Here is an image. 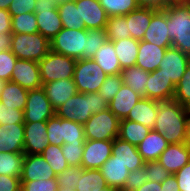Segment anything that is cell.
I'll return each mask as SVG.
<instances>
[{
  "label": "cell",
  "instance_id": "83f0119b",
  "mask_svg": "<svg viewBox=\"0 0 190 191\" xmlns=\"http://www.w3.org/2000/svg\"><path fill=\"white\" fill-rule=\"evenodd\" d=\"M99 170L104 177L106 184L119 191L123 188L125 180L130 173L126 165L115 160V157L112 155L99 168Z\"/></svg>",
  "mask_w": 190,
  "mask_h": 191
},
{
  "label": "cell",
  "instance_id": "484cf974",
  "mask_svg": "<svg viewBox=\"0 0 190 191\" xmlns=\"http://www.w3.org/2000/svg\"><path fill=\"white\" fill-rule=\"evenodd\" d=\"M157 10L150 7H138L126 15L128 31L132 38L142 41L144 33L151 22V18Z\"/></svg>",
  "mask_w": 190,
  "mask_h": 191
},
{
  "label": "cell",
  "instance_id": "ee69618b",
  "mask_svg": "<svg viewBox=\"0 0 190 191\" xmlns=\"http://www.w3.org/2000/svg\"><path fill=\"white\" fill-rule=\"evenodd\" d=\"M173 99L185 107L190 105V64L187 66L181 80L175 86Z\"/></svg>",
  "mask_w": 190,
  "mask_h": 191
},
{
  "label": "cell",
  "instance_id": "89a4df30",
  "mask_svg": "<svg viewBox=\"0 0 190 191\" xmlns=\"http://www.w3.org/2000/svg\"><path fill=\"white\" fill-rule=\"evenodd\" d=\"M57 191H76V189H58Z\"/></svg>",
  "mask_w": 190,
  "mask_h": 191
},
{
  "label": "cell",
  "instance_id": "ab89813d",
  "mask_svg": "<svg viewBox=\"0 0 190 191\" xmlns=\"http://www.w3.org/2000/svg\"><path fill=\"white\" fill-rule=\"evenodd\" d=\"M109 17L127 15L139 6L136 0H99Z\"/></svg>",
  "mask_w": 190,
  "mask_h": 191
},
{
  "label": "cell",
  "instance_id": "277c9868",
  "mask_svg": "<svg viewBox=\"0 0 190 191\" xmlns=\"http://www.w3.org/2000/svg\"><path fill=\"white\" fill-rule=\"evenodd\" d=\"M10 50L18 59L39 62L50 51V41L39 32L12 34Z\"/></svg>",
  "mask_w": 190,
  "mask_h": 191
},
{
  "label": "cell",
  "instance_id": "d590c367",
  "mask_svg": "<svg viewBox=\"0 0 190 191\" xmlns=\"http://www.w3.org/2000/svg\"><path fill=\"white\" fill-rule=\"evenodd\" d=\"M104 177L99 169H84L76 185V191H100L106 187Z\"/></svg>",
  "mask_w": 190,
  "mask_h": 191
},
{
  "label": "cell",
  "instance_id": "7402d4cb",
  "mask_svg": "<svg viewBox=\"0 0 190 191\" xmlns=\"http://www.w3.org/2000/svg\"><path fill=\"white\" fill-rule=\"evenodd\" d=\"M112 156L115 157V160L126 165L129 172L143 167L145 163L138 152L137 146L118 137L113 140Z\"/></svg>",
  "mask_w": 190,
  "mask_h": 191
},
{
  "label": "cell",
  "instance_id": "f907efd6",
  "mask_svg": "<svg viewBox=\"0 0 190 191\" xmlns=\"http://www.w3.org/2000/svg\"><path fill=\"white\" fill-rule=\"evenodd\" d=\"M24 123V111L6 106L0 101V125Z\"/></svg>",
  "mask_w": 190,
  "mask_h": 191
},
{
  "label": "cell",
  "instance_id": "8fae6325",
  "mask_svg": "<svg viewBox=\"0 0 190 191\" xmlns=\"http://www.w3.org/2000/svg\"><path fill=\"white\" fill-rule=\"evenodd\" d=\"M113 140H87L84 142L81 167L99 169L112 155Z\"/></svg>",
  "mask_w": 190,
  "mask_h": 191
},
{
  "label": "cell",
  "instance_id": "60d3db41",
  "mask_svg": "<svg viewBox=\"0 0 190 191\" xmlns=\"http://www.w3.org/2000/svg\"><path fill=\"white\" fill-rule=\"evenodd\" d=\"M62 137L64 143H84L86 141L84 125L74 120L62 119Z\"/></svg>",
  "mask_w": 190,
  "mask_h": 191
},
{
  "label": "cell",
  "instance_id": "9a60e30c",
  "mask_svg": "<svg viewBox=\"0 0 190 191\" xmlns=\"http://www.w3.org/2000/svg\"><path fill=\"white\" fill-rule=\"evenodd\" d=\"M46 121L24 122V154H41L49 145Z\"/></svg>",
  "mask_w": 190,
  "mask_h": 191
},
{
  "label": "cell",
  "instance_id": "f546056e",
  "mask_svg": "<svg viewBox=\"0 0 190 191\" xmlns=\"http://www.w3.org/2000/svg\"><path fill=\"white\" fill-rule=\"evenodd\" d=\"M122 69L136 66L139 42L132 37L112 41Z\"/></svg>",
  "mask_w": 190,
  "mask_h": 191
},
{
  "label": "cell",
  "instance_id": "9f6ffc18",
  "mask_svg": "<svg viewBox=\"0 0 190 191\" xmlns=\"http://www.w3.org/2000/svg\"><path fill=\"white\" fill-rule=\"evenodd\" d=\"M0 191H21L20 178L0 175Z\"/></svg>",
  "mask_w": 190,
  "mask_h": 191
},
{
  "label": "cell",
  "instance_id": "816d5d0a",
  "mask_svg": "<svg viewBox=\"0 0 190 191\" xmlns=\"http://www.w3.org/2000/svg\"><path fill=\"white\" fill-rule=\"evenodd\" d=\"M17 57L11 50L0 52V79L4 81H10L12 71L14 70Z\"/></svg>",
  "mask_w": 190,
  "mask_h": 191
},
{
  "label": "cell",
  "instance_id": "d6a6232c",
  "mask_svg": "<svg viewBox=\"0 0 190 191\" xmlns=\"http://www.w3.org/2000/svg\"><path fill=\"white\" fill-rule=\"evenodd\" d=\"M57 9L63 28L87 30L83 21H80L79 9L76 7L75 0L57 3Z\"/></svg>",
  "mask_w": 190,
  "mask_h": 191
},
{
  "label": "cell",
  "instance_id": "be15d7a7",
  "mask_svg": "<svg viewBox=\"0 0 190 191\" xmlns=\"http://www.w3.org/2000/svg\"><path fill=\"white\" fill-rule=\"evenodd\" d=\"M13 0H0V9L8 10Z\"/></svg>",
  "mask_w": 190,
  "mask_h": 191
},
{
  "label": "cell",
  "instance_id": "c3c4849f",
  "mask_svg": "<svg viewBox=\"0 0 190 191\" xmlns=\"http://www.w3.org/2000/svg\"><path fill=\"white\" fill-rule=\"evenodd\" d=\"M144 168L147 181L162 183L167 177L172 175L158 160L144 163Z\"/></svg>",
  "mask_w": 190,
  "mask_h": 191
},
{
  "label": "cell",
  "instance_id": "3957f363",
  "mask_svg": "<svg viewBox=\"0 0 190 191\" xmlns=\"http://www.w3.org/2000/svg\"><path fill=\"white\" fill-rule=\"evenodd\" d=\"M164 10L172 47L190 56V5L170 2Z\"/></svg>",
  "mask_w": 190,
  "mask_h": 191
},
{
  "label": "cell",
  "instance_id": "753ad0ef",
  "mask_svg": "<svg viewBox=\"0 0 190 191\" xmlns=\"http://www.w3.org/2000/svg\"><path fill=\"white\" fill-rule=\"evenodd\" d=\"M169 2H178L179 0H168Z\"/></svg>",
  "mask_w": 190,
  "mask_h": 191
},
{
  "label": "cell",
  "instance_id": "7dc6e473",
  "mask_svg": "<svg viewBox=\"0 0 190 191\" xmlns=\"http://www.w3.org/2000/svg\"><path fill=\"white\" fill-rule=\"evenodd\" d=\"M46 127L49 144L62 146L64 144L62 137V118L54 115L46 121Z\"/></svg>",
  "mask_w": 190,
  "mask_h": 191
},
{
  "label": "cell",
  "instance_id": "f35d334b",
  "mask_svg": "<svg viewBox=\"0 0 190 191\" xmlns=\"http://www.w3.org/2000/svg\"><path fill=\"white\" fill-rule=\"evenodd\" d=\"M38 32L35 13H25L12 17V34H32Z\"/></svg>",
  "mask_w": 190,
  "mask_h": 191
},
{
  "label": "cell",
  "instance_id": "f1b7e54d",
  "mask_svg": "<svg viewBox=\"0 0 190 191\" xmlns=\"http://www.w3.org/2000/svg\"><path fill=\"white\" fill-rule=\"evenodd\" d=\"M107 76L121 74L122 68L117 58L113 42L107 40L92 58Z\"/></svg>",
  "mask_w": 190,
  "mask_h": 191
},
{
  "label": "cell",
  "instance_id": "7c38bea8",
  "mask_svg": "<svg viewBox=\"0 0 190 191\" xmlns=\"http://www.w3.org/2000/svg\"><path fill=\"white\" fill-rule=\"evenodd\" d=\"M190 64V56L177 48H167L162 62L159 65L161 73L177 85L183 77L187 66Z\"/></svg>",
  "mask_w": 190,
  "mask_h": 191
},
{
  "label": "cell",
  "instance_id": "e7e4bbea",
  "mask_svg": "<svg viewBox=\"0 0 190 191\" xmlns=\"http://www.w3.org/2000/svg\"><path fill=\"white\" fill-rule=\"evenodd\" d=\"M185 143L190 147V123H188L187 136H186V142Z\"/></svg>",
  "mask_w": 190,
  "mask_h": 191
},
{
  "label": "cell",
  "instance_id": "cb8c5ba5",
  "mask_svg": "<svg viewBox=\"0 0 190 191\" xmlns=\"http://www.w3.org/2000/svg\"><path fill=\"white\" fill-rule=\"evenodd\" d=\"M143 96L136 93L126 85H122L113 99L109 102L108 109L120 119H126L130 110Z\"/></svg>",
  "mask_w": 190,
  "mask_h": 191
},
{
  "label": "cell",
  "instance_id": "2644e50d",
  "mask_svg": "<svg viewBox=\"0 0 190 191\" xmlns=\"http://www.w3.org/2000/svg\"><path fill=\"white\" fill-rule=\"evenodd\" d=\"M187 110H188L189 123H190V105L187 106Z\"/></svg>",
  "mask_w": 190,
  "mask_h": 191
},
{
  "label": "cell",
  "instance_id": "30bf717a",
  "mask_svg": "<svg viewBox=\"0 0 190 191\" xmlns=\"http://www.w3.org/2000/svg\"><path fill=\"white\" fill-rule=\"evenodd\" d=\"M54 115L55 110L52 108L43 87L28 90L24 122L47 121Z\"/></svg>",
  "mask_w": 190,
  "mask_h": 191
},
{
  "label": "cell",
  "instance_id": "d4e9b609",
  "mask_svg": "<svg viewBox=\"0 0 190 191\" xmlns=\"http://www.w3.org/2000/svg\"><path fill=\"white\" fill-rule=\"evenodd\" d=\"M158 112V101L142 97L130 110L127 120L138 122L153 129Z\"/></svg>",
  "mask_w": 190,
  "mask_h": 191
},
{
  "label": "cell",
  "instance_id": "7bdbcfd3",
  "mask_svg": "<svg viewBox=\"0 0 190 191\" xmlns=\"http://www.w3.org/2000/svg\"><path fill=\"white\" fill-rule=\"evenodd\" d=\"M107 40L105 29L87 30L86 59H92L94 54Z\"/></svg>",
  "mask_w": 190,
  "mask_h": 191
},
{
  "label": "cell",
  "instance_id": "836d02e7",
  "mask_svg": "<svg viewBox=\"0 0 190 191\" xmlns=\"http://www.w3.org/2000/svg\"><path fill=\"white\" fill-rule=\"evenodd\" d=\"M149 73L137 66L124 68L121 72L123 84L145 97V86L147 85Z\"/></svg>",
  "mask_w": 190,
  "mask_h": 191
},
{
  "label": "cell",
  "instance_id": "74e56055",
  "mask_svg": "<svg viewBox=\"0 0 190 191\" xmlns=\"http://www.w3.org/2000/svg\"><path fill=\"white\" fill-rule=\"evenodd\" d=\"M41 155L51 166L56 175L62 173L69 167L66 158L63 156L61 146L49 144Z\"/></svg>",
  "mask_w": 190,
  "mask_h": 191
},
{
  "label": "cell",
  "instance_id": "91938a15",
  "mask_svg": "<svg viewBox=\"0 0 190 191\" xmlns=\"http://www.w3.org/2000/svg\"><path fill=\"white\" fill-rule=\"evenodd\" d=\"M161 191H180L177 180H176V177H175L174 174L167 177L161 183Z\"/></svg>",
  "mask_w": 190,
  "mask_h": 191
},
{
  "label": "cell",
  "instance_id": "8d00e7d4",
  "mask_svg": "<svg viewBox=\"0 0 190 191\" xmlns=\"http://www.w3.org/2000/svg\"><path fill=\"white\" fill-rule=\"evenodd\" d=\"M105 30L107 39L111 42L131 37L130 32L128 31L126 15L109 17Z\"/></svg>",
  "mask_w": 190,
  "mask_h": 191
},
{
  "label": "cell",
  "instance_id": "bcb514c9",
  "mask_svg": "<svg viewBox=\"0 0 190 191\" xmlns=\"http://www.w3.org/2000/svg\"><path fill=\"white\" fill-rule=\"evenodd\" d=\"M61 148L69 166H81L84 143H64Z\"/></svg>",
  "mask_w": 190,
  "mask_h": 191
},
{
  "label": "cell",
  "instance_id": "03108f58",
  "mask_svg": "<svg viewBox=\"0 0 190 191\" xmlns=\"http://www.w3.org/2000/svg\"><path fill=\"white\" fill-rule=\"evenodd\" d=\"M100 191H119V190L107 185L106 187H103Z\"/></svg>",
  "mask_w": 190,
  "mask_h": 191
},
{
  "label": "cell",
  "instance_id": "003e7915",
  "mask_svg": "<svg viewBox=\"0 0 190 191\" xmlns=\"http://www.w3.org/2000/svg\"><path fill=\"white\" fill-rule=\"evenodd\" d=\"M178 2L185 4V5H190V0H179Z\"/></svg>",
  "mask_w": 190,
  "mask_h": 191
},
{
  "label": "cell",
  "instance_id": "44dd1931",
  "mask_svg": "<svg viewBox=\"0 0 190 191\" xmlns=\"http://www.w3.org/2000/svg\"><path fill=\"white\" fill-rule=\"evenodd\" d=\"M42 87L54 110L78 93L73 79L53 81L43 84Z\"/></svg>",
  "mask_w": 190,
  "mask_h": 191
},
{
  "label": "cell",
  "instance_id": "1f68e13d",
  "mask_svg": "<svg viewBox=\"0 0 190 191\" xmlns=\"http://www.w3.org/2000/svg\"><path fill=\"white\" fill-rule=\"evenodd\" d=\"M150 131L151 129L143 124L123 119L120 120L118 138L137 146Z\"/></svg>",
  "mask_w": 190,
  "mask_h": 191
},
{
  "label": "cell",
  "instance_id": "6f0895ef",
  "mask_svg": "<svg viewBox=\"0 0 190 191\" xmlns=\"http://www.w3.org/2000/svg\"><path fill=\"white\" fill-rule=\"evenodd\" d=\"M12 34V17L8 10L0 9V34Z\"/></svg>",
  "mask_w": 190,
  "mask_h": 191
},
{
  "label": "cell",
  "instance_id": "5b68a950",
  "mask_svg": "<svg viewBox=\"0 0 190 191\" xmlns=\"http://www.w3.org/2000/svg\"><path fill=\"white\" fill-rule=\"evenodd\" d=\"M87 30L62 28L50 41V50L73 58L86 59Z\"/></svg>",
  "mask_w": 190,
  "mask_h": 191
},
{
  "label": "cell",
  "instance_id": "680465c9",
  "mask_svg": "<svg viewBox=\"0 0 190 191\" xmlns=\"http://www.w3.org/2000/svg\"><path fill=\"white\" fill-rule=\"evenodd\" d=\"M139 7H150L155 9H164L169 5L168 0H136Z\"/></svg>",
  "mask_w": 190,
  "mask_h": 191
},
{
  "label": "cell",
  "instance_id": "6da1fadb",
  "mask_svg": "<svg viewBox=\"0 0 190 191\" xmlns=\"http://www.w3.org/2000/svg\"><path fill=\"white\" fill-rule=\"evenodd\" d=\"M188 123L187 107L174 99L158 101V112L153 130L163 134L169 144L186 142Z\"/></svg>",
  "mask_w": 190,
  "mask_h": 191
},
{
  "label": "cell",
  "instance_id": "681fc988",
  "mask_svg": "<svg viewBox=\"0 0 190 191\" xmlns=\"http://www.w3.org/2000/svg\"><path fill=\"white\" fill-rule=\"evenodd\" d=\"M58 188L59 185L56 178L21 181V191H57Z\"/></svg>",
  "mask_w": 190,
  "mask_h": 191
},
{
  "label": "cell",
  "instance_id": "ba28073f",
  "mask_svg": "<svg viewBox=\"0 0 190 191\" xmlns=\"http://www.w3.org/2000/svg\"><path fill=\"white\" fill-rule=\"evenodd\" d=\"M107 75L93 59L76 61L73 80L79 93L98 92Z\"/></svg>",
  "mask_w": 190,
  "mask_h": 191
},
{
  "label": "cell",
  "instance_id": "a7ac6f4b",
  "mask_svg": "<svg viewBox=\"0 0 190 191\" xmlns=\"http://www.w3.org/2000/svg\"><path fill=\"white\" fill-rule=\"evenodd\" d=\"M5 82L6 81L0 79V93H1V91H2V89L4 87V85H5Z\"/></svg>",
  "mask_w": 190,
  "mask_h": 191
},
{
  "label": "cell",
  "instance_id": "ffe728a7",
  "mask_svg": "<svg viewBox=\"0 0 190 191\" xmlns=\"http://www.w3.org/2000/svg\"><path fill=\"white\" fill-rule=\"evenodd\" d=\"M0 152L24 153V123L0 125Z\"/></svg>",
  "mask_w": 190,
  "mask_h": 191
},
{
  "label": "cell",
  "instance_id": "6125c7cd",
  "mask_svg": "<svg viewBox=\"0 0 190 191\" xmlns=\"http://www.w3.org/2000/svg\"><path fill=\"white\" fill-rule=\"evenodd\" d=\"M135 191H161V183L147 181Z\"/></svg>",
  "mask_w": 190,
  "mask_h": 191
},
{
  "label": "cell",
  "instance_id": "2e32d148",
  "mask_svg": "<svg viewBox=\"0 0 190 191\" xmlns=\"http://www.w3.org/2000/svg\"><path fill=\"white\" fill-rule=\"evenodd\" d=\"M175 86L171 79L162 74L158 68L149 73L147 85L145 86V98L159 102L172 100Z\"/></svg>",
  "mask_w": 190,
  "mask_h": 191
},
{
  "label": "cell",
  "instance_id": "d6986e66",
  "mask_svg": "<svg viewBox=\"0 0 190 191\" xmlns=\"http://www.w3.org/2000/svg\"><path fill=\"white\" fill-rule=\"evenodd\" d=\"M158 162L174 174L190 162V147L186 143L169 144L159 156Z\"/></svg>",
  "mask_w": 190,
  "mask_h": 191
},
{
  "label": "cell",
  "instance_id": "db71d44e",
  "mask_svg": "<svg viewBox=\"0 0 190 191\" xmlns=\"http://www.w3.org/2000/svg\"><path fill=\"white\" fill-rule=\"evenodd\" d=\"M36 1L37 0H13L8 12L11 17L25 13H35Z\"/></svg>",
  "mask_w": 190,
  "mask_h": 191
},
{
  "label": "cell",
  "instance_id": "11a10c76",
  "mask_svg": "<svg viewBox=\"0 0 190 191\" xmlns=\"http://www.w3.org/2000/svg\"><path fill=\"white\" fill-rule=\"evenodd\" d=\"M174 175L176 177L179 190L190 191V162L174 173Z\"/></svg>",
  "mask_w": 190,
  "mask_h": 191
},
{
  "label": "cell",
  "instance_id": "8992f818",
  "mask_svg": "<svg viewBox=\"0 0 190 191\" xmlns=\"http://www.w3.org/2000/svg\"><path fill=\"white\" fill-rule=\"evenodd\" d=\"M76 61L73 58L50 50L38 62L42 85L63 79H73Z\"/></svg>",
  "mask_w": 190,
  "mask_h": 191
},
{
  "label": "cell",
  "instance_id": "7a4b0ae2",
  "mask_svg": "<svg viewBox=\"0 0 190 191\" xmlns=\"http://www.w3.org/2000/svg\"><path fill=\"white\" fill-rule=\"evenodd\" d=\"M108 106L107 100L101 97L98 92H78L57 108L55 115L84 125L93 114L108 109Z\"/></svg>",
  "mask_w": 190,
  "mask_h": 191
},
{
  "label": "cell",
  "instance_id": "4316f807",
  "mask_svg": "<svg viewBox=\"0 0 190 191\" xmlns=\"http://www.w3.org/2000/svg\"><path fill=\"white\" fill-rule=\"evenodd\" d=\"M169 143L164 138L163 134L151 129L143 141L137 145L139 154L143 161H156L161 153L167 148Z\"/></svg>",
  "mask_w": 190,
  "mask_h": 191
},
{
  "label": "cell",
  "instance_id": "603a6c76",
  "mask_svg": "<svg viewBox=\"0 0 190 191\" xmlns=\"http://www.w3.org/2000/svg\"><path fill=\"white\" fill-rule=\"evenodd\" d=\"M167 48L170 47H158L147 41H140L136 66L144 71H155L159 68Z\"/></svg>",
  "mask_w": 190,
  "mask_h": 191
},
{
  "label": "cell",
  "instance_id": "9c48e42d",
  "mask_svg": "<svg viewBox=\"0 0 190 191\" xmlns=\"http://www.w3.org/2000/svg\"><path fill=\"white\" fill-rule=\"evenodd\" d=\"M35 14L38 32L51 41L63 28L57 3L53 0H37Z\"/></svg>",
  "mask_w": 190,
  "mask_h": 191
},
{
  "label": "cell",
  "instance_id": "8c879c8a",
  "mask_svg": "<svg viewBox=\"0 0 190 191\" xmlns=\"http://www.w3.org/2000/svg\"><path fill=\"white\" fill-rule=\"evenodd\" d=\"M55 1L56 3H59V2H63V1H71V0H53Z\"/></svg>",
  "mask_w": 190,
  "mask_h": 191
},
{
  "label": "cell",
  "instance_id": "f6af8a7d",
  "mask_svg": "<svg viewBox=\"0 0 190 191\" xmlns=\"http://www.w3.org/2000/svg\"><path fill=\"white\" fill-rule=\"evenodd\" d=\"M123 85L121 74L107 76L103 85L100 87L98 94L105 98L109 103Z\"/></svg>",
  "mask_w": 190,
  "mask_h": 191
},
{
  "label": "cell",
  "instance_id": "ac0fdd59",
  "mask_svg": "<svg viewBox=\"0 0 190 191\" xmlns=\"http://www.w3.org/2000/svg\"><path fill=\"white\" fill-rule=\"evenodd\" d=\"M56 173L41 154H25L21 181L56 178Z\"/></svg>",
  "mask_w": 190,
  "mask_h": 191
},
{
  "label": "cell",
  "instance_id": "b9f144b4",
  "mask_svg": "<svg viewBox=\"0 0 190 191\" xmlns=\"http://www.w3.org/2000/svg\"><path fill=\"white\" fill-rule=\"evenodd\" d=\"M82 173L83 167L69 166L56 177L59 185L58 189H76L77 182L82 176Z\"/></svg>",
  "mask_w": 190,
  "mask_h": 191
},
{
  "label": "cell",
  "instance_id": "f5cc1de1",
  "mask_svg": "<svg viewBox=\"0 0 190 191\" xmlns=\"http://www.w3.org/2000/svg\"><path fill=\"white\" fill-rule=\"evenodd\" d=\"M147 182L144 166L129 173L121 191H135Z\"/></svg>",
  "mask_w": 190,
  "mask_h": 191
},
{
  "label": "cell",
  "instance_id": "4dcf8cb0",
  "mask_svg": "<svg viewBox=\"0 0 190 191\" xmlns=\"http://www.w3.org/2000/svg\"><path fill=\"white\" fill-rule=\"evenodd\" d=\"M28 90L17 83L11 81L5 82L0 93V101L6 106L14 107L18 110H25Z\"/></svg>",
  "mask_w": 190,
  "mask_h": 191
},
{
  "label": "cell",
  "instance_id": "e0dca14e",
  "mask_svg": "<svg viewBox=\"0 0 190 191\" xmlns=\"http://www.w3.org/2000/svg\"><path fill=\"white\" fill-rule=\"evenodd\" d=\"M168 31L166 11L164 9H158L153 14L142 40L155 44L158 47H172V41Z\"/></svg>",
  "mask_w": 190,
  "mask_h": 191
},
{
  "label": "cell",
  "instance_id": "e575fe53",
  "mask_svg": "<svg viewBox=\"0 0 190 191\" xmlns=\"http://www.w3.org/2000/svg\"><path fill=\"white\" fill-rule=\"evenodd\" d=\"M24 159V153L0 152V175L21 178Z\"/></svg>",
  "mask_w": 190,
  "mask_h": 191
},
{
  "label": "cell",
  "instance_id": "4fadbf2b",
  "mask_svg": "<svg viewBox=\"0 0 190 191\" xmlns=\"http://www.w3.org/2000/svg\"><path fill=\"white\" fill-rule=\"evenodd\" d=\"M75 4L85 29H105L109 16L99 0H75Z\"/></svg>",
  "mask_w": 190,
  "mask_h": 191
},
{
  "label": "cell",
  "instance_id": "52a82bcc",
  "mask_svg": "<svg viewBox=\"0 0 190 191\" xmlns=\"http://www.w3.org/2000/svg\"><path fill=\"white\" fill-rule=\"evenodd\" d=\"M120 119L105 109L93 114L84 124L87 140H114L119 135Z\"/></svg>",
  "mask_w": 190,
  "mask_h": 191
},
{
  "label": "cell",
  "instance_id": "94428289",
  "mask_svg": "<svg viewBox=\"0 0 190 191\" xmlns=\"http://www.w3.org/2000/svg\"><path fill=\"white\" fill-rule=\"evenodd\" d=\"M11 38L12 34H0V52L11 49Z\"/></svg>",
  "mask_w": 190,
  "mask_h": 191
},
{
  "label": "cell",
  "instance_id": "5bb4252c",
  "mask_svg": "<svg viewBox=\"0 0 190 191\" xmlns=\"http://www.w3.org/2000/svg\"><path fill=\"white\" fill-rule=\"evenodd\" d=\"M10 81L27 90L42 87L38 62L17 59Z\"/></svg>",
  "mask_w": 190,
  "mask_h": 191
}]
</instances>
